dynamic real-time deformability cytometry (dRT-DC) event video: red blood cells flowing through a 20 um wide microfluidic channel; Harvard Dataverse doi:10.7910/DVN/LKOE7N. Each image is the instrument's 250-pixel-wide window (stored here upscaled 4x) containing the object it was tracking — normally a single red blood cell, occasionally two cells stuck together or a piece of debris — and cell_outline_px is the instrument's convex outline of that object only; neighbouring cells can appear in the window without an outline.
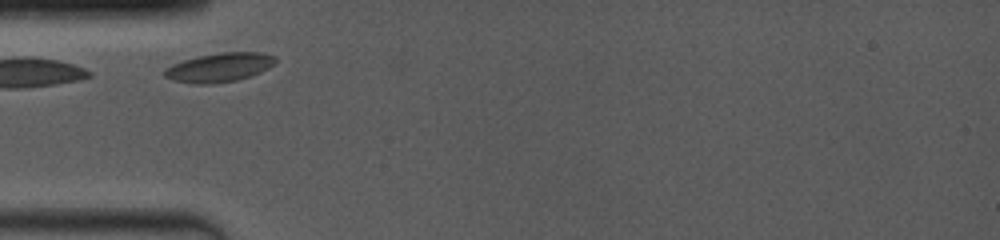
{"species": "common noctule bat (a hibernating species)", "species_latin": "Nyctalus noctula", "temperature_condition": "room temperature", "stored_images_in_passage": 11, "camera_frame_rate_fps": 4000, "um_per_image_px": 0.085, "animal": {"sex": "female", "body_mass_g": 19.0, "forearm_length_mm": 53.3}, "frame": {"image": 1, "passage_image": 1, "time_ms": 0.0, "image_size_px": [1000, 240], "cell_outline_px": [[276, 60], [268, 68], [260, 72], [236, 80], [212, 84], [192, 84], [172, 80], [164, 76], [164, 68], [172, 64], [184, 60], [200, 56], [220, 52], [264, 52], [276, 56]], "centroid_in_image_um": [18.62, 5.73], "position_along_channel_um": 66.4, "area_um2": 18.73}}